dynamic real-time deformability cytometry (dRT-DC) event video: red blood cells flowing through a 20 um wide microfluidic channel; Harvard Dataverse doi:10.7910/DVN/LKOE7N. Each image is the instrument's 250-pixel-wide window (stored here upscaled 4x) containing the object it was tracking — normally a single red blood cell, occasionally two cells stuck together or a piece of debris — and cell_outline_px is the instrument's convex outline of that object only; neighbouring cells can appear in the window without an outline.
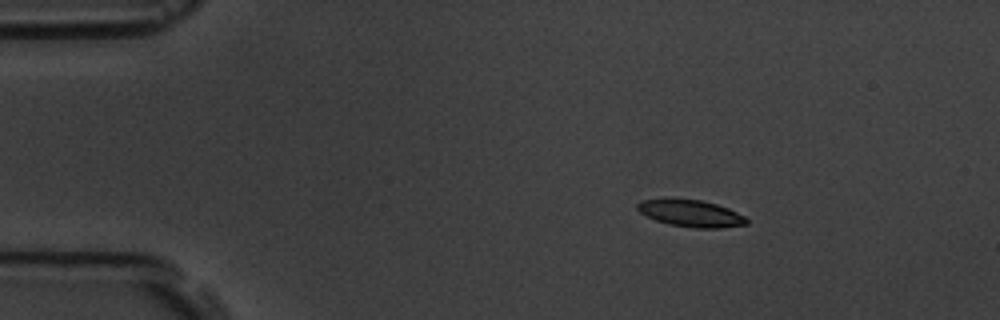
{"species": "common noctule bat (a hibernating species)", "species_latin": "Nyctalus noctula", "temperature_condition": "room temperature", "stored_images_in_passage": 4, "camera_frame_rate_fps": 3000, "um_per_image_px": 0.085, "animal": {"sex": "male", "body_mass_g": 19.5, "forearm_length_mm": 54.6}, "frame": {"image": 1, "passage_image": 1, "time_ms": 0.0, "image_size_px": [1000, 320], "cell_outline_px": [[748, 224], [720, 228], [692, 228], [668, 224], [656, 220], [640, 212], [636, 208], [636, 204], [640, 200], [664, 196], [700, 200], [716, 204], [728, 208], [744, 216], [748, 220]], "centroid_in_image_um": [58.65, 18.1], "position_along_channel_um": 26.4, "area_um2": 17.63}}
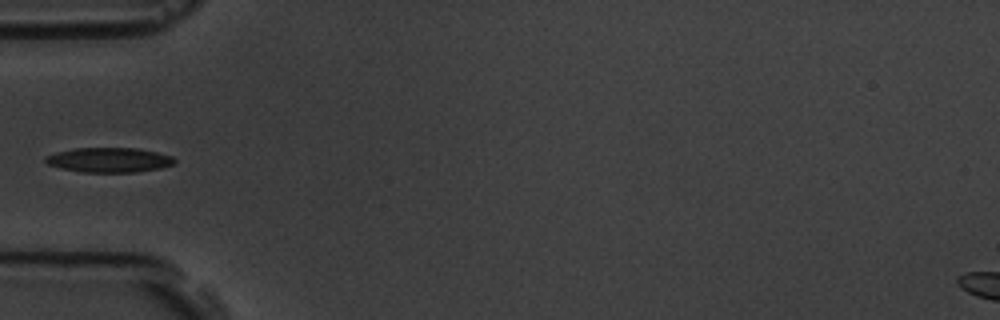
{"frame": {"image": 2, "passage_image": 4, "time_ms": 3.333, "image_size_px": [1000, 320], "cell_outline_px": [[176, 160], [172, 164], [160, 168], [136, 172], [84, 172], [64, 168], [48, 164], [44, 160], [44, 156], [56, 152], [76, 148], [136, 148], [156, 152], [172, 156]], "centroid_in_image_um": [9.27, 13.59], "position_along_channel_um": 75.7, "area_um2": 18.38}}